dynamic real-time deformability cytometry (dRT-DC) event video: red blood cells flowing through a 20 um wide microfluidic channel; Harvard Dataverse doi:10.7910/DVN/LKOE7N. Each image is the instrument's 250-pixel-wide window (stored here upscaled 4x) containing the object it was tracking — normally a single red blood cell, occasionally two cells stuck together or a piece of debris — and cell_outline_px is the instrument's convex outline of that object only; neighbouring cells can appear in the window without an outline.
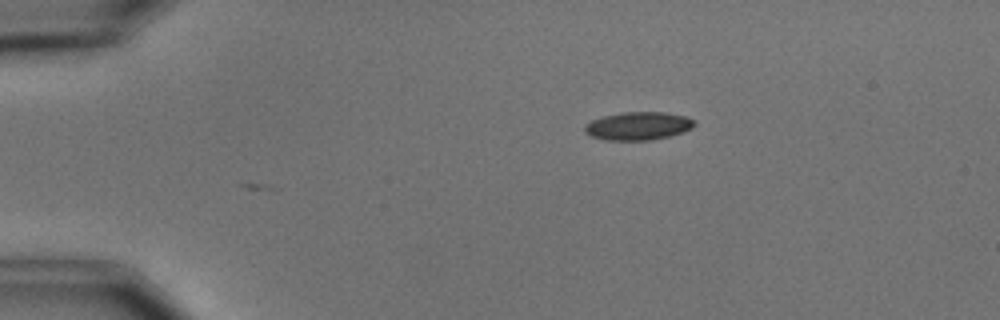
{"species": "common noctule bat (a hibernating species)", "species_latin": "Nyctalus noctula", "temperature_condition": "cold", "stored_images_in_passage": 3, "camera_frame_rate_fps": 3000, "um_per_image_px": 0.085, "animal": {"sex": "male", "body_mass_g": 15.6}, "frame": {"image": 1, "passage_image": 3, "time_ms": 2.333, "image_size_px": [1000, 320], "cell_outline_px": [[696, 124], [692, 128], [684, 132], [652, 140], [604, 140], [592, 136], [584, 132], [584, 124], [592, 120], [604, 116], [624, 112], [664, 112], [688, 116], [696, 120]], "centroid_in_image_um": [54.28, 10.7], "position_along_channel_um": 30.7, "area_um2": 18.15}}